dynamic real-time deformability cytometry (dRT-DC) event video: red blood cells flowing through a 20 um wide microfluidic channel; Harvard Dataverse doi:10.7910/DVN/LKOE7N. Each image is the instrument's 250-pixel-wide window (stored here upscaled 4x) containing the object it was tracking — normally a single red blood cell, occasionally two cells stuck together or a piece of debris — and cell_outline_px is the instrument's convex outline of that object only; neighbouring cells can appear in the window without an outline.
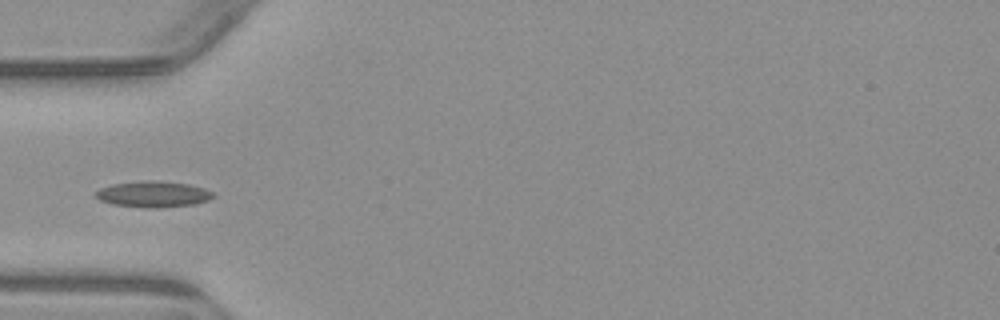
{"species": "common noctule bat (a hibernating species)", "species_latin": "Nyctalus noctula", "temperature_condition": "warm", "stored_images_in_passage": 5, "camera_frame_rate_fps": 3000, "um_per_image_px": 0.085, "animal": {"sex": "male", "body_mass_g": 23.1, "forearm_length_mm": 52.7}, "frame": {"image": 1, "passage_image": 4, "time_ms": 3.667, "image_size_px": [1000, 320], "cell_outline_px": [[216, 196], [208, 200], [192, 204], [156, 208], [140, 208], [112, 204], [100, 200], [96, 196], [96, 192], [100, 188], [112, 184], [148, 180], [188, 184], [204, 188], [212, 192]], "centroid_in_image_um": [13.01, 16.51], "position_along_channel_um": 72.0, "area_um2": 17.69}}
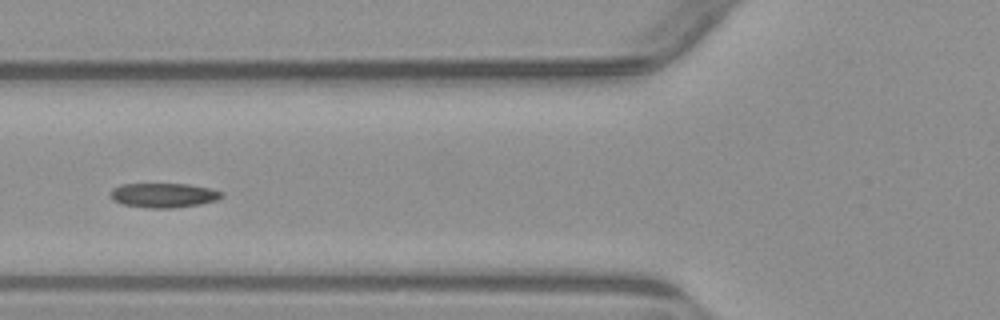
{"frame": {"image": 2, "passage_image": 5, "time_ms": 4.667, "image_size_px": [1000, 320], "cell_outline_px": [[224, 196], [216, 200], [200, 204], [176, 208], [148, 208], [120, 204], [112, 200], [112, 188], [120, 184], [188, 184], [212, 188], [224, 192]], "centroid_in_image_um": [13.93, 16.6], "position_along_channel_um": 111.9, "area_um2": 16.07}}